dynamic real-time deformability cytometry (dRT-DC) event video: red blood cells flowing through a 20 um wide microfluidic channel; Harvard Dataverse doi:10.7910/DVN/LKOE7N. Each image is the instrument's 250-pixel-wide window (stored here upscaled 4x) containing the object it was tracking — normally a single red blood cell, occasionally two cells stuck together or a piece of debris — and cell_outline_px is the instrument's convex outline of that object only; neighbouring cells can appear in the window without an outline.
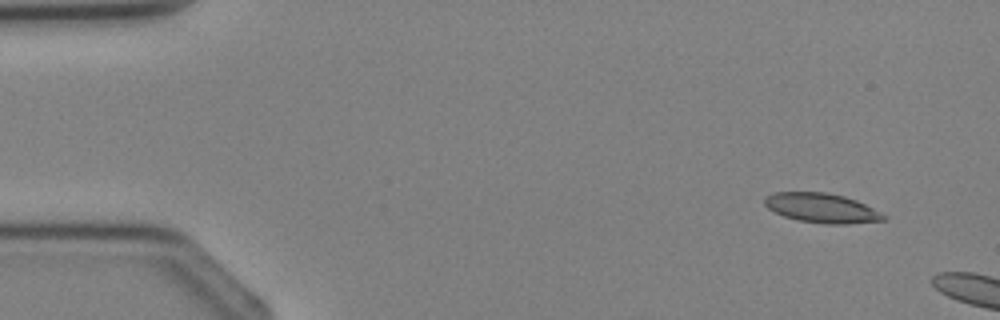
{"species": "Egyptian fruit bat (a non-hibernating species)", "species_latin": "Rousettus aegyptiacus", "temperature_condition": "cold", "stored_images_in_passage": 3, "camera_frame_rate_fps": 3000, "um_per_image_px": 0.085, "animal": {"sex": "female"}, "frame": {"image": 1, "passage_image": 1, "time_ms": 0.0, "image_size_px": [1000, 320], "cell_outline_px": [[888, 220], [848, 224], [824, 224], [796, 220], [784, 216], [768, 208], [764, 204], [764, 196], [772, 192], [824, 192], [844, 196], [856, 200], [888, 216]], "centroid_in_image_um": [69.85, 17.69], "position_along_channel_um": 15.2, "area_um2": 20.63}}